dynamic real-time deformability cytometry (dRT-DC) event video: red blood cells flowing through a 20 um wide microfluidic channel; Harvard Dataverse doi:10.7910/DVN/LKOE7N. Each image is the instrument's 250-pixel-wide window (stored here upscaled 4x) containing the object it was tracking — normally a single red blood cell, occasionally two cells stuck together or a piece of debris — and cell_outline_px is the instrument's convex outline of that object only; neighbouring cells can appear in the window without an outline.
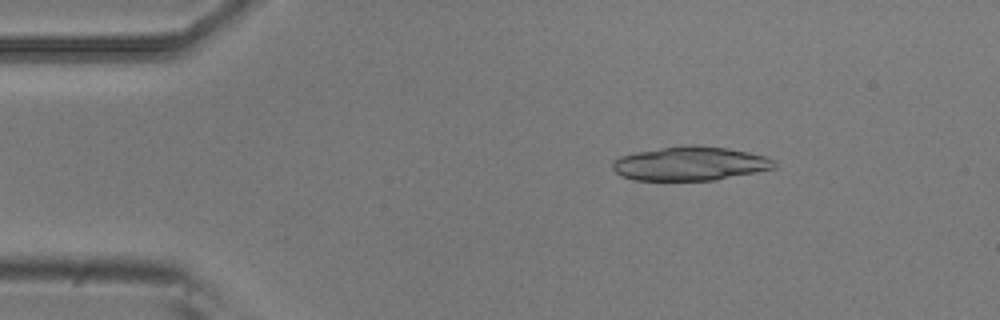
{"species": "common noctule bat (a hibernating species)", "species_latin": "Nyctalus noctula", "temperature_condition": "room temperature", "stored_images_in_passage": 5, "camera_frame_rate_fps": 3000, "um_per_image_px": 0.085, "animal": {"sex": "male", "body_mass_g": 20.5, "forearm_length_mm": 52.5}, "frame": {"image": 1, "passage_image": 3, "time_ms": 0.667, "image_size_px": [1000, 320], "cell_outline_px": [[776, 168], [716, 180], [632, 180], [620, 176], [612, 168], [612, 160], [620, 156], [636, 152], [660, 148], [688, 144], [696, 144], [728, 148], [748, 152], [764, 156], [772, 160], [776, 164]], "centroid_in_image_um": [58.63, 13.9], "position_along_channel_um": 26.4, "area_um2": 32.19}}